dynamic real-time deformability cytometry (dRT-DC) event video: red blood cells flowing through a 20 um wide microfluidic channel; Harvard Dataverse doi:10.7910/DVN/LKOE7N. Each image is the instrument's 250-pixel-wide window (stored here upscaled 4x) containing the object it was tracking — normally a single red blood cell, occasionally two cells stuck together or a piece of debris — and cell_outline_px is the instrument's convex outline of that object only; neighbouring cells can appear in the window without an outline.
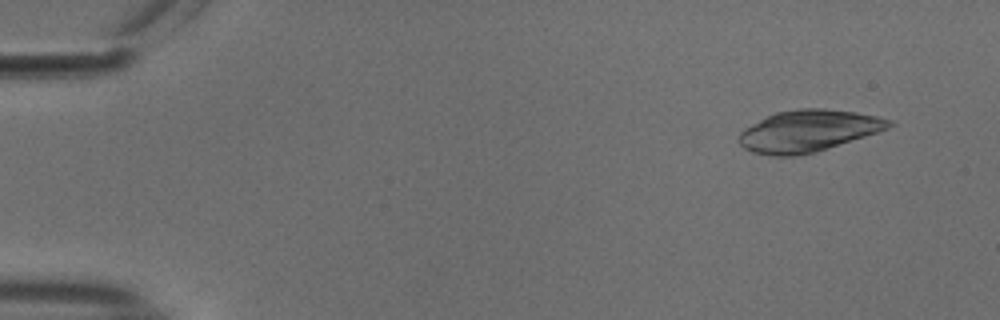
{"species": "common noctule bat (a hibernating species)", "species_latin": "Nyctalus noctula", "temperature_condition": "cold", "stored_images_in_passage": 51, "camera_frame_rate_fps": 3000, "um_per_image_px": 0.085, "animal": {"sex": "male", "body_mass_g": 18.8}, "frame": {"image": 1, "passage_image": 3, "time_ms": 0.667, "image_size_px": [1000, 320], "cell_outline_px": [[896, 124], [888, 128], [864, 136], [812, 152], [796, 156], [772, 156], [752, 152], [744, 148], [736, 140], [740, 132], [744, 128], [776, 112], [800, 108], [824, 108], [856, 112], [876, 116], [892, 120]], "centroid_in_image_um": [68.66, 11.11], "position_along_channel_um": 16.3, "area_um2": 36.07}}